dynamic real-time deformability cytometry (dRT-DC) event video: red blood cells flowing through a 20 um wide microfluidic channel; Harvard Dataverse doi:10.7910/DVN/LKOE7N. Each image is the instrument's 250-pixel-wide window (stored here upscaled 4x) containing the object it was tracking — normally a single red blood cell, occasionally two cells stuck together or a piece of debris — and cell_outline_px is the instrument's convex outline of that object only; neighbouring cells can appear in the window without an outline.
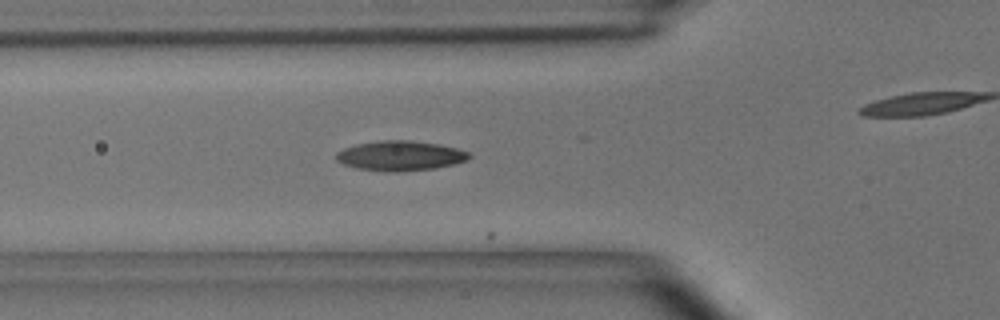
{"species": "common noctule bat (a hibernating species)", "species_latin": "Nyctalus noctula", "temperature_condition": "room temperature", "stored_images_in_passage": 17, "camera_frame_rate_fps": 3000, "um_per_image_px": 0.085, "animal": {"sex": "male", "body_mass_g": 15.6}, "frame": {"image": 1, "passage_image": 16, "time_ms": 5.0, "image_size_px": [1000, 320], "cell_outline_px": [[472, 156], [468, 160], [456, 164], [436, 168], [396, 172], [392, 172], [356, 168], [344, 164], [336, 160], [336, 152], [344, 148], [356, 144], [380, 140], [412, 140], [440, 144], [456, 148], [468, 152]], "centroid_in_image_um": [34.04, 13.23], "position_along_channel_um": 91.8, "area_um2": 23.29}}